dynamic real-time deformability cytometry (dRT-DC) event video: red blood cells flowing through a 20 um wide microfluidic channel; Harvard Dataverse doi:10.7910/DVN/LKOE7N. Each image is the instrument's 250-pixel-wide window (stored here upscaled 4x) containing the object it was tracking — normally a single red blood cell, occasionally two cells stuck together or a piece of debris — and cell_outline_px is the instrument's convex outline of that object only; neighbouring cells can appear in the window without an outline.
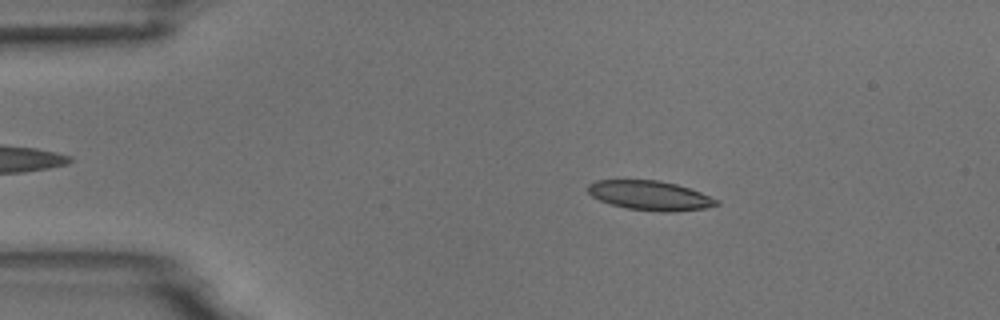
{"species": "common noctule bat (a hibernating species)", "species_latin": "Nyctalus noctula", "temperature_condition": "room temperature", "stored_images_in_passage": 46, "camera_frame_rate_fps": 3000, "um_per_image_px": 0.085, "animal": {"sex": "male", "body_mass_g": 18.8}, "frame": {"image": 1, "passage_image": 9, "time_ms": 2.667, "image_size_px": [1000, 320], "cell_outline_px": [[720, 204], [704, 208], [672, 212], [660, 212], [628, 208], [612, 204], [600, 200], [592, 196], [588, 192], [588, 184], [596, 180], [660, 180], [676, 184], [700, 192], [720, 200]], "centroid_in_image_um": [55.27, 16.61], "position_along_channel_um": 29.7, "area_um2": 21.96}}
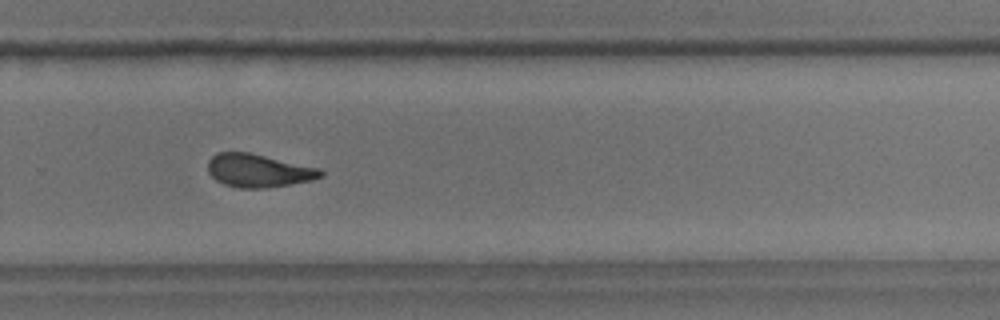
{"frame": {"image": 2, "passage_image": 36, "time_ms": 11.667, "image_size_px": [1000, 320], "cell_outline_px": [[324, 176], [312, 180], [264, 188], [240, 188], [224, 184], [216, 180], [208, 172], [208, 160], [216, 152], [248, 152], [320, 168], [324, 172]], "centroid_in_image_um": [21.96, 14.49], "position_along_channel_um": 307.8, "area_um2": 21.73}}
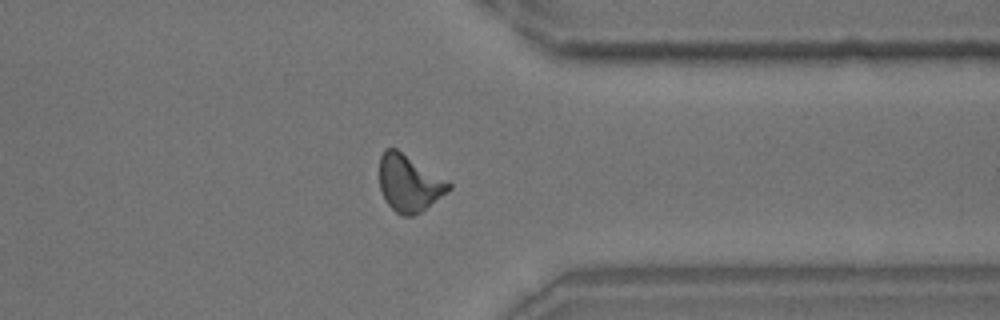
{"frame": {"image": 3, "passage_image": 42, "time_ms": 13.667, "image_size_px": [1000, 320], "cell_outline_px": [[452, 188], [448, 192], [420, 212], [412, 216], [400, 216], [384, 200], [380, 188], [380, 156], [384, 148], [396, 148], [448, 180], [452, 184]], "centroid_in_image_um": [34.78, 15.57], "position_along_channel_um": 376.6, "area_um2": 23.0}, "authors_computed_cell_mechanics": {"area_um2": 22.1663, "velocity_mm_per_s": 3.6773, "shape_relaxation_time_tau1_ms": 7.9218, "shape_relaxation_time_tau2_ms": 2.4141, "deformation_change_tau1": 0.1938, "deformation_change_tau2": 0.0932}}